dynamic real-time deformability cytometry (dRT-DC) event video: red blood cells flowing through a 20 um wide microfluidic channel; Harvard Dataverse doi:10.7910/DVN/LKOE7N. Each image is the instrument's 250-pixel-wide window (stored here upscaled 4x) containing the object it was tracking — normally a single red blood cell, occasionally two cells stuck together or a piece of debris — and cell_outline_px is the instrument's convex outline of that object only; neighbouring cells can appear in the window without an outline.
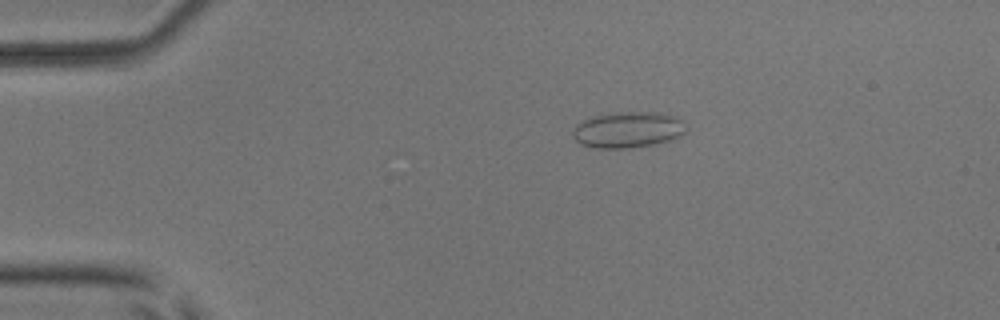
{"species": "common noctule bat (a hibernating species)", "species_latin": "Nyctalus noctula", "temperature_condition": "room temperature", "stored_images_in_passage": 5, "camera_frame_rate_fps": 3000, "um_per_image_px": 0.085, "animal": {"sex": "male", "body_mass_g": 17.9, "forearm_length_mm": 54.2}, "frame": {"image": 1, "passage_image": 4, "time_ms": 3.333, "image_size_px": [1000, 320], "cell_outline_px": [[688, 132], [680, 136], [656, 144], [628, 148], [596, 148], [580, 144], [572, 136], [572, 128], [576, 124], [592, 116], [616, 112], [668, 112], [684, 120], [688, 128]], "centroid_in_image_um": [53.43, 11.01], "position_along_channel_um": 31.6, "area_um2": 24.39}}